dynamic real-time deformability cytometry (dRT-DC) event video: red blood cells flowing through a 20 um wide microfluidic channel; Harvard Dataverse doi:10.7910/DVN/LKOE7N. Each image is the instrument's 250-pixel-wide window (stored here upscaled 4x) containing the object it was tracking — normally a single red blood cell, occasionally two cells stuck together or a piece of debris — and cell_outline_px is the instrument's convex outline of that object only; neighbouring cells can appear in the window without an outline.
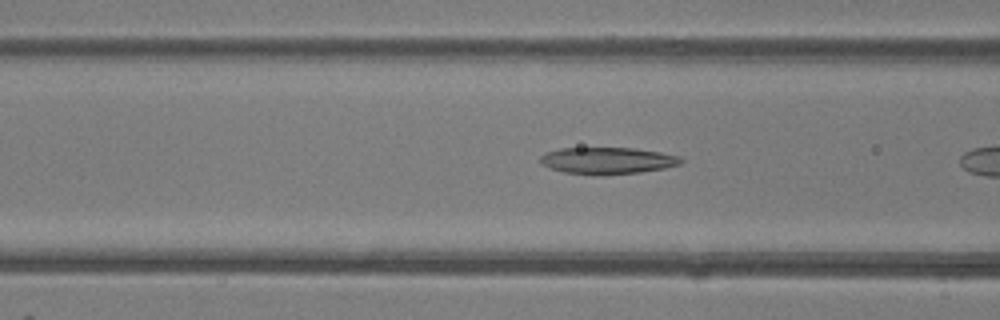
{"species": "common noctule bat (a hibernating species)", "species_latin": "Nyctalus noctula", "temperature_condition": "room temperature", "stored_images_in_passage": 7, "camera_frame_rate_fps": 3000, "um_per_image_px": 0.085, "animal": {"sex": "female"}, "frame": {"image": 1, "passage_image": 5, "time_ms": 1.333, "image_size_px": [1000, 320], "cell_outline_px": [[684, 160], [680, 164], [664, 168], [640, 172], [604, 176], [600, 176], [564, 172], [548, 168], [540, 164], [540, 156], [544, 152], [560, 148], [632, 148], [660, 152], [680, 156]], "centroid_in_image_um": [51.59, 13.66], "position_along_channel_um": 115.0, "area_um2": 22.25}}